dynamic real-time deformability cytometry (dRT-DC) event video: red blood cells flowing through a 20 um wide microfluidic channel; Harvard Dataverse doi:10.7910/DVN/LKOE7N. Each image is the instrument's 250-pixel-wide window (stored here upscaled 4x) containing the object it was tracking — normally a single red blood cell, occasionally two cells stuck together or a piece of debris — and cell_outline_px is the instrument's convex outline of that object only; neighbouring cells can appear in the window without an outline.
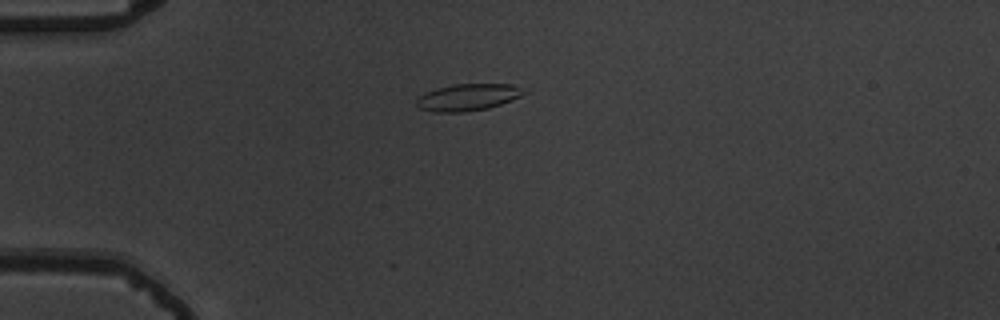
{"species": "common noctule bat (a hibernating species)", "species_latin": "Nyctalus noctula", "temperature_condition": "warm", "stored_images_in_passage": 41, "camera_frame_rate_fps": 3000, "um_per_image_px": 0.085, "animal": {"sex": "male", "body_mass_g": 19.5, "forearm_length_mm": 54.6}, "frame": {"image": 1, "passage_image": 1, "time_ms": 0.0, "image_size_px": [1000, 320], "cell_outline_px": [[532, 92], [512, 100], [488, 108], [464, 112], [432, 112], [420, 108], [416, 104], [416, 96], [424, 92], [436, 88], [452, 84], [512, 84]], "centroid_in_image_um": [39.78, 8.26], "position_along_channel_um": 45.2, "area_um2": 17.17}}
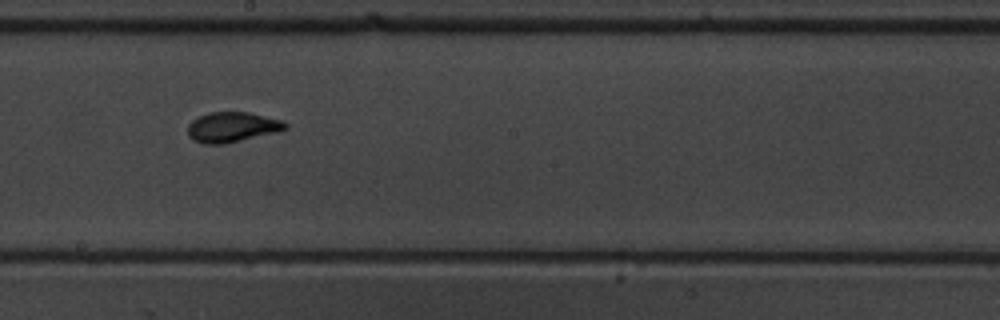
{"frame": {"image": 2, "passage_image": 18, "time_ms": 5.667, "image_size_px": [1000, 320], "cell_outline_px": [[288, 128], [276, 132], [224, 144], [204, 144], [192, 140], [188, 136], [188, 124], [192, 120], [208, 112], [248, 112], [280, 120], [288, 124]], "centroid_in_image_um": [19.69, 10.81], "position_along_channel_um": 228.5, "area_um2": 17.05}}
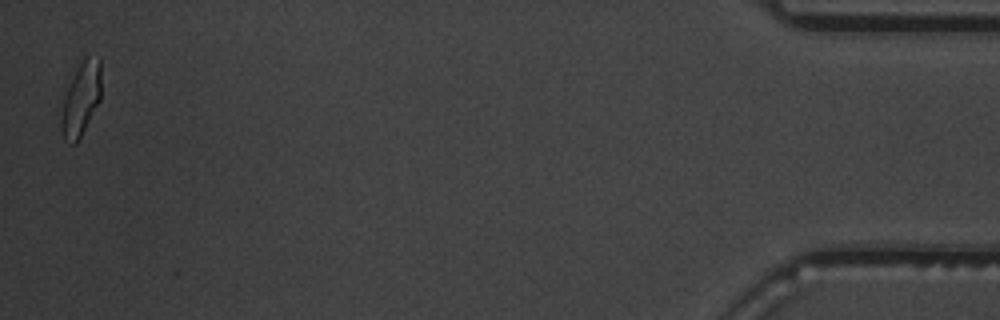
{"frame": {"image": 3, "passage_image": 41, "time_ms": 13.333, "image_size_px": [1000, 320], "cell_outline_px": [[100, 100], [76, 144], [72, 144], [64, 136], [60, 124], [60, 120], [64, 100], [68, 88], [76, 68], [88, 56], [100, 56]], "centroid_in_image_um": [6.9, 8.39], "position_along_channel_um": 428.3, "area_um2": 16.53}, "authors_computed_cell_mechanics": {"area_um2": 16.3574, "velocity_mm_per_s": 3.7068, "shape_relaxation_time_tau1_ms": 9.5055, "shape_relaxation_time_tau2_ms": null, "deformation_change_tau1": 0.4251, "deformation_change_tau2": null}}